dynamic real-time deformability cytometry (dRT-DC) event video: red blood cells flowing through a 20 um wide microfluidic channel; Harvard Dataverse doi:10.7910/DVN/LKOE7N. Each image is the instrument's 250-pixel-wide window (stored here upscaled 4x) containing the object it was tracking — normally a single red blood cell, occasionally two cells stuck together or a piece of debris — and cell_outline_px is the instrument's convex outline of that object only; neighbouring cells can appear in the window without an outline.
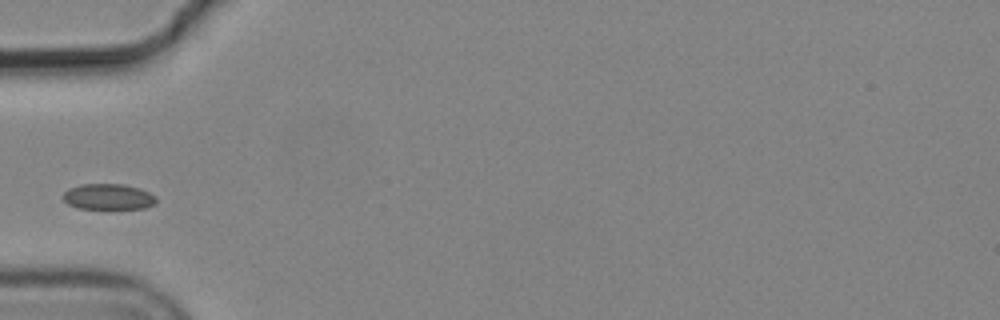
{"species": "common noctule bat (a hibernating species)", "species_latin": "Nyctalus noctula", "temperature_condition": "cold", "stored_images_in_passage": 10, "camera_frame_rate_fps": 3000, "um_per_image_px": 0.085, "animal": {"sex": "male", "body_mass_g": 19.2, "forearm_length_mm": 51.8}, "frame": {"image": 1, "passage_image": 1, "time_ms": 0.0, "image_size_px": [1000, 320], "cell_outline_px": [[156, 204], [144, 208], [76, 208], [68, 204], [64, 200], [64, 192], [68, 188], [80, 184], [124, 184], [140, 188], [156, 196]], "centroid_in_image_um": [9.21, 16.71], "position_along_channel_um": 75.8, "area_um2": 13.99}}
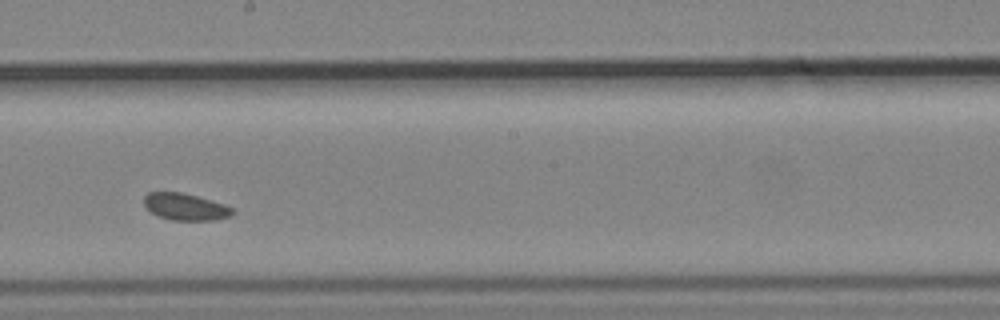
{"frame": {"image": 2, "passage_image": 5, "time_ms": 1.333, "image_size_px": [1000, 320], "cell_outline_px": [[236, 212], [228, 216], [216, 220], [172, 220], [160, 216], [152, 212], [144, 204], [144, 196], [148, 192], [180, 192], [196, 196], [224, 204], [232, 208]], "centroid_in_image_um": [15.76, 17.57], "position_along_channel_um": 232.4, "area_um2": 13.64}}
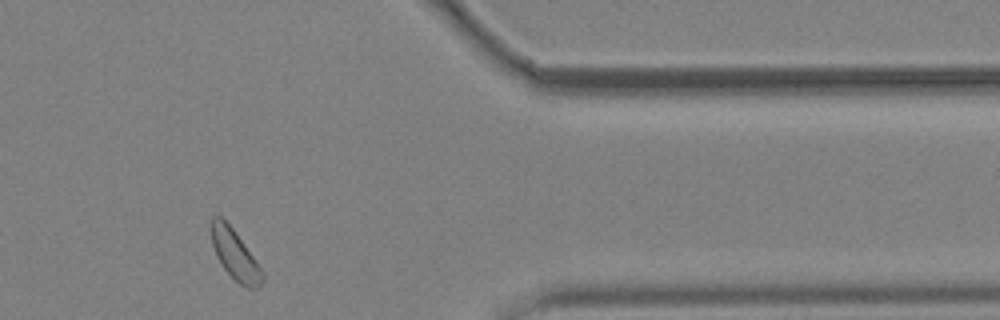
{"frame": {"image": 3, "passage_image": 9, "time_ms": 2.667, "image_size_px": [1000, 320], "cell_outline_px": [[264, 280], [256, 288], [248, 288], [240, 284], [220, 264], [216, 256], [212, 244], [212, 216], [220, 216], [232, 228], [244, 244], [264, 272]], "centroid_in_image_um": [19.98, 21.67], "position_along_channel_um": 391.4, "area_um2": 14.45}}